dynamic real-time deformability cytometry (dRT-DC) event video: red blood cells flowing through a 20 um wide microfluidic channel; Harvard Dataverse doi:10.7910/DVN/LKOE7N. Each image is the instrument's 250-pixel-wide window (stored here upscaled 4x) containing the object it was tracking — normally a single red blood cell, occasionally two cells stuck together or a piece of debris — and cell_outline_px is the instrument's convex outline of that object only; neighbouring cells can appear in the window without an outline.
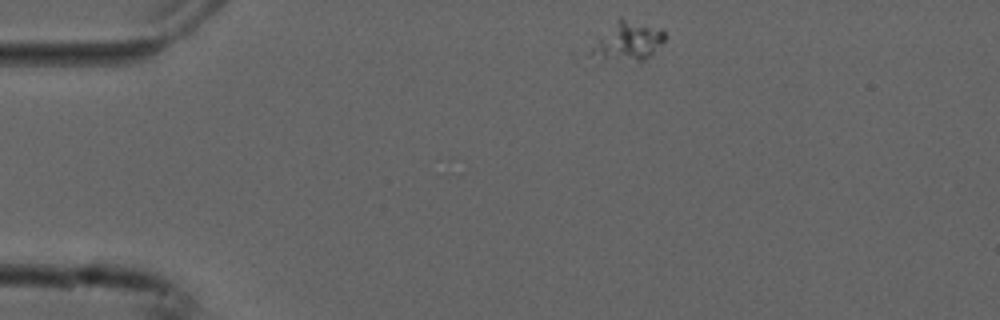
{"species": "common noctule bat (a hibernating species)", "species_latin": "Nyctalus noctula", "temperature_condition": "cold", "stored_images_in_passage": 8, "camera_frame_rate_fps": 3000, "um_per_image_px": 0.085, "animal": {"sex": "male", "forearm_length_mm": 52.5}, "frame": {"image": 1, "passage_image": 1, "time_ms": 0.0, "image_size_px": [1000, 320], "cell_outline_px": [[664, 40], [644, 60], [636, 60], [604, 56], [588, 52], [620, 16], [660, 28], [664, 32]], "centroid_in_image_um": [53.46, 3.42], "position_along_channel_um": 31.5, "area_um2": 15.26}}